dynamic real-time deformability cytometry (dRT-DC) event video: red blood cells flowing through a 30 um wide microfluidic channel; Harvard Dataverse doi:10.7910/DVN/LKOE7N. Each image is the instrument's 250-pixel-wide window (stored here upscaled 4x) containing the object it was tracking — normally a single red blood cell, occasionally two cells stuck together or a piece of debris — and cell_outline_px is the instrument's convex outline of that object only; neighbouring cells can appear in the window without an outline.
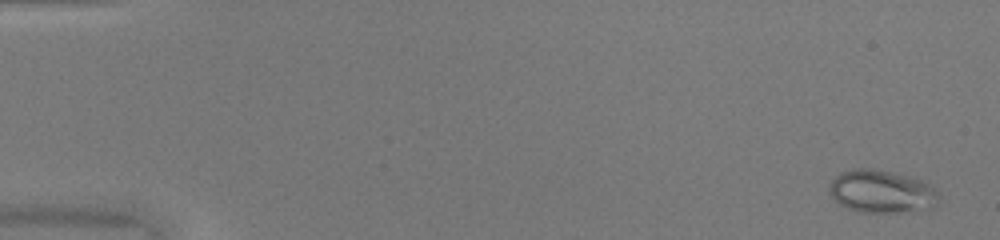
{"species": "common noctule bat (a hibernating species)", "species_latin": "Nyctalus noctula", "temperature_condition": "warm", "stored_images_in_passage": 51, "camera_frame_rate_fps": 3000, "um_per_image_px": 0.085, "animal": {"sex": "female", "body_mass_g": 20.0, "forearm_length_mm": 54.0}, "frame": {"image": 1, "passage_image": 2, "time_ms": 0.333, "image_size_px": [1000, 240], "cell_outline_px": [[940, 196], [936, 204], [896, 212], [856, 212], [840, 204], [832, 196], [828, 188], [828, 184], [840, 172], [852, 168], [872, 168], [892, 172], [908, 176], [920, 180], [928, 184]], "centroid_in_image_um": [74.83, 16.24], "position_along_channel_um": 10.2, "area_um2": 26.76}}
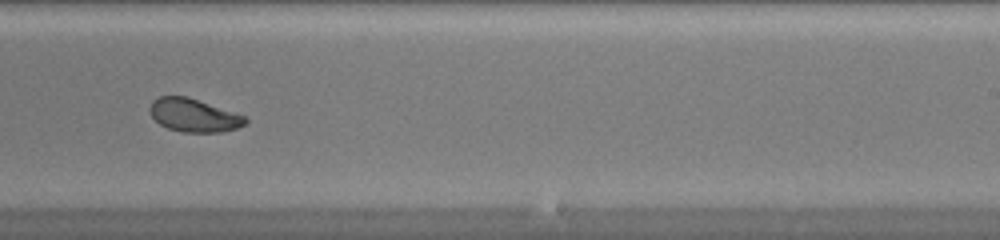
{"frame": {"image": 2, "passage_image": 33, "time_ms": 10.667, "image_size_px": [1000, 240], "cell_outline_px": [[248, 120], [244, 124], [236, 128], [220, 132], [184, 132], [168, 128], [160, 124], [152, 116], [148, 108], [152, 100], [160, 96], [188, 96], [244, 116]], "centroid_in_image_um": [16.43, 9.79], "position_along_channel_um": 272.6, "area_um2": 18.26}}
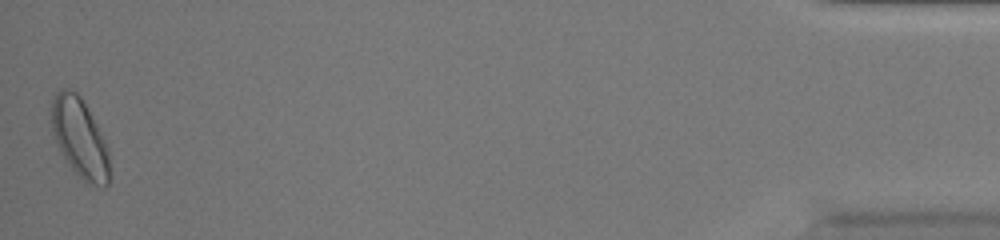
{"frame": {"image": 3, "passage_image": 51, "time_ms": 16.667, "image_size_px": [1000, 240], "cell_outline_px": [[108, 184], [104, 188], [88, 184], [72, 168], [64, 156], [52, 132], [52, 100], [56, 92], [60, 88], [68, 88], [76, 92], [80, 96], [104, 140], [108, 152]], "centroid_in_image_um": [6.77, 11.72], "position_along_channel_um": 428.4, "area_um2": 26.01}, "authors_computed_cell_mechanics": {"area_um2": 21.3282, "velocity_mm_per_s": 4.0636, "shape_relaxation_time_tau1_ms": 2.9802, "shape_relaxation_time_tau2_ms": 3.6377, "deformation_change_tau1": 0.1258, "deformation_change_tau2": 0.0808}}